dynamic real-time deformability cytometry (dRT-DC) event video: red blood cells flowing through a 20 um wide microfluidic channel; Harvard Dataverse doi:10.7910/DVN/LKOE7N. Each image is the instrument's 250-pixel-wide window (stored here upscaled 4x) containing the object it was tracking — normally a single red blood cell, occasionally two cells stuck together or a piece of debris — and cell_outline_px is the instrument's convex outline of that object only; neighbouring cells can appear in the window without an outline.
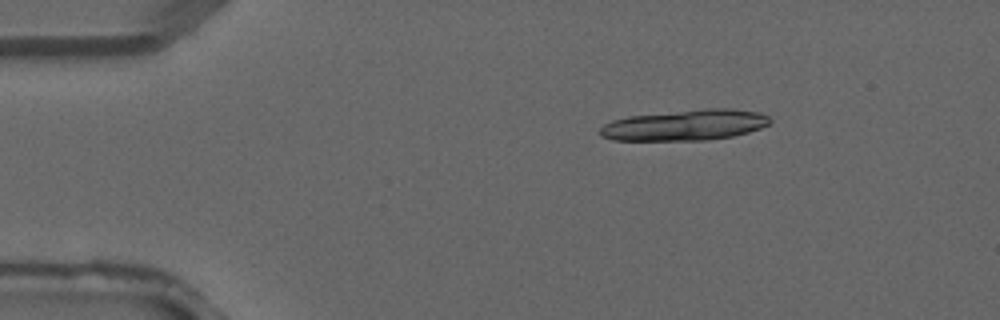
{"species": "common noctule bat (a hibernating species)", "species_latin": "Nyctalus noctula", "temperature_condition": "warm", "stored_images_in_passage": 4, "camera_frame_rate_fps": 3000, "um_per_image_px": 0.085, "animal": {"sex": "male", "forearm_length_mm": 52.5}, "frame": {"image": 1, "passage_image": 2, "time_ms": 0.333, "image_size_px": [1000, 320], "cell_outline_px": [[772, 120], [768, 124], [760, 128], [748, 132], [732, 136], [704, 140], [612, 140], [600, 136], [600, 128], [604, 124], [612, 120], [628, 116], [704, 108], [728, 108], [760, 112], [768, 116]], "centroid_in_image_um": [58.23, 10.62], "position_along_channel_um": 26.8, "area_um2": 30.52}}